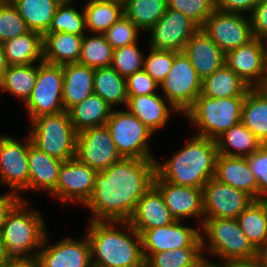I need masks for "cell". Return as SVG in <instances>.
<instances>
[{
	"instance_id": "29",
	"label": "cell",
	"mask_w": 267,
	"mask_h": 267,
	"mask_svg": "<svg viewBox=\"0 0 267 267\" xmlns=\"http://www.w3.org/2000/svg\"><path fill=\"white\" fill-rule=\"evenodd\" d=\"M8 65H29L43 62L42 34L29 30L2 43Z\"/></svg>"
},
{
	"instance_id": "61",
	"label": "cell",
	"mask_w": 267,
	"mask_h": 267,
	"mask_svg": "<svg viewBox=\"0 0 267 267\" xmlns=\"http://www.w3.org/2000/svg\"><path fill=\"white\" fill-rule=\"evenodd\" d=\"M61 2H66V1H76V0H60Z\"/></svg>"
},
{
	"instance_id": "16",
	"label": "cell",
	"mask_w": 267,
	"mask_h": 267,
	"mask_svg": "<svg viewBox=\"0 0 267 267\" xmlns=\"http://www.w3.org/2000/svg\"><path fill=\"white\" fill-rule=\"evenodd\" d=\"M199 27L182 12L167 9L153 25L149 34V45L156 50L183 52L188 40Z\"/></svg>"
},
{
	"instance_id": "9",
	"label": "cell",
	"mask_w": 267,
	"mask_h": 267,
	"mask_svg": "<svg viewBox=\"0 0 267 267\" xmlns=\"http://www.w3.org/2000/svg\"><path fill=\"white\" fill-rule=\"evenodd\" d=\"M63 68L46 62L38 63L35 86L26 103L25 110L29 122L42 115L56 114L64 111L62 103Z\"/></svg>"
},
{
	"instance_id": "7",
	"label": "cell",
	"mask_w": 267,
	"mask_h": 267,
	"mask_svg": "<svg viewBox=\"0 0 267 267\" xmlns=\"http://www.w3.org/2000/svg\"><path fill=\"white\" fill-rule=\"evenodd\" d=\"M28 136L33 146L61 161L76 157L77 132L68 111L34 118Z\"/></svg>"
},
{
	"instance_id": "15",
	"label": "cell",
	"mask_w": 267,
	"mask_h": 267,
	"mask_svg": "<svg viewBox=\"0 0 267 267\" xmlns=\"http://www.w3.org/2000/svg\"><path fill=\"white\" fill-rule=\"evenodd\" d=\"M225 65L251 88L265 87L267 83L265 41L253 38L247 44L226 52Z\"/></svg>"
},
{
	"instance_id": "10",
	"label": "cell",
	"mask_w": 267,
	"mask_h": 267,
	"mask_svg": "<svg viewBox=\"0 0 267 267\" xmlns=\"http://www.w3.org/2000/svg\"><path fill=\"white\" fill-rule=\"evenodd\" d=\"M163 96L183 115L202 91V80L184 52H174L172 68L160 85Z\"/></svg>"
},
{
	"instance_id": "38",
	"label": "cell",
	"mask_w": 267,
	"mask_h": 267,
	"mask_svg": "<svg viewBox=\"0 0 267 267\" xmlns=\"http://www.w3.org/2000/svg\"><path fill=\"white\" fill-rule=\"evenodd\" d=\"M113 49L103 34H85L78 63L93 69L111 66Z\"/></svg>"
},
{
	"instance_id": "21",
	"label": "cell",
	"mask_w": 267,
	"mask_h": 267,
	"mask_svg": "<svg viewBox=\"0 0 267 267\" xmlns=\"http://www.w3.org/2000/svg\"><path fill=\"white\" fill-rule=\"evenodd\" d=\"M183 52L202 81L225 65V53L202 28L191 36Z\"/></svg>"
},
{
	"instance_id": "31",
	"label": "cell",
	"mask_w": 267,
	"mask_h": 267,
	"mask_svg": "<svg viewBox=\"0 0 267 267\" xmlns=\"http://www.w3.org/2000/svg\"><path fill=\"white\" fill-rule=\"evenodd\" d=\"M251 87L224 65L202 81L201 95L211 98L245 97Z\"/></svg>"
},
{
	"instance_id": "44",
	"label": "cell",
	"mask_w": 267,
	"mask_h": 267,
	"mask_svg": "<svg viewBox=\"0 0 267 267\" xmlns=\"http://www.w3.org/2000/svg\"><path fill=\"white\" fill-rule=\"evenodd\" d=\"M28 31L25 20L20 16L16 7L10 0H5L0 6V43H4Z\"/></svg>"
},
{
	"instance_id": "45",
	"label": "cell",
	"mask_w": 267,
	"mask_h": 267,
	"mask_svg": "<svg viewBox=\"0 0 267 267\" xmlns=\"http://www.w3.org/2000/svg\"><path fill=\"white\" fill-rule=\"evenodd\" d=\"M139 31L141 30L133 21L122 15L103 35L114 50L136 43Z\"/></svg>"
},
{
	"instance_id": "58",
	"label": "cell",
	"mask_w": 267,
	"mask_h": 267,
	"mask_svg": "<svg viewBox=\"0 0 267 267\" xmlns=\"http://www.w3.org/2000/svg\"><path fill=\"white\" fill-rule=\"evenodd\" d=\"M9 258L0 242V267H2Z\"/></svg>"
},
{
	"instance_id": "26",
	"label": "cell",
	"mask_w": 267,
	"mask_h": 267,
	"mask_svg": "<svg viewBox=\"0 0 267 267\" xmlns=\"http://www.w3.org/2000/svg\"><path fill=\"white\" fill-rule=\"evenodd\" d=\"M62 163L31 144L28 155L29 190L50 194L56 188Z\"/></svg>"
},
{
	"instance_id": "60",
	"label": "cell",
	"mask_w": 267,
	"mask_h": 267,
	"mask_svg": "<svg viewBox=\"0 0 267 267\" xmlns=\"http://www.w3.org/2000/svg\"><path fill=\"white\" fill-rule=\"evenodd\" d=\"M265 46H266V63H267V39L265 40Z\"/></svg>"
},
{
	"instance_id": "48",
	"label": "cell",
	"mask_w": 267,
	"mask_h": 267,
	"mask_svg": "<svg viewBox=\"0 0 267 267\" xmlns=\"http://www.w3.org/2000/svg\"><path fill=\"white\" fill-rule=\"evenodd\" d=\"M128 96H141L157 93L160 89L157 82L143 69L126 78Z\"/></svg>"
},
{
	"instance_id": "23",
	"label": "cell",
	"mask_w": 267,
	"mask_h": 267,
	"mask_svg": "<svg viewBox=\"0 0 267 267\" xmlns=\"http://www.w3.org/2000/svg\"><path fill=\"white\" fill-rule=\"evenodd\" d=\"M174 221L175 219L170 215L163 195L154 185L137 202L136 208L128 220L139 234L149 229L167 226Z\"/></svg>"
},
{
	"instance_id": "30",
	"label": "cell",
	"mask_w": 267,
	"mask_h": 267,
	"mask_svg": "<svg viewBox=\"0 0 267 267\" xmlns=\"http://www.w3.org/2000/svg\"><path fill=\"white\" fill-rule=\"evenodd\" d=\"M112 107L99 95L92 94L68 110L71 123L77 133L105 125Z\"/></svg>"
},
{
	"instance_id": "17",
	"label": "cell",
	"mask_w": 267,
	"mask_h": 267,
	"mask_svg": "<svg viewBox=\"0 0 267 267\" xmlns=\"http://www.w3.org/2000/svg\"><path fill=\"white\" fill-rule=\"evenodd\" d=\"M76 157L97 172L122 159L106 125L88 128L77 134Z\"/></svg>"
},
{
	"instance_id": "49",
	"label": "cell",
	"mask_w": 267,
	"mask_h": 267,
	"mask_svg": "<svg viewBox=\"0 0 267 267\" xmlns=\"http://www.w3.org/2000/svg\"><path fill=\"white\" fill-rule=\"evenodd\" d=\"M249 17L253 37L265 41L267 39V0H259Z\"/></svg>"
},
{
	"instance_id": "37",
	"label": "cell",
	"mask_w": 267,
	"mask_h": 267,
	"mask_svg": "<svg viewBox=\"0 0 267 267\" xmlns=\"http://www.w3.org/2000/svg\"><path fill=\"white\" fill-rule=\"evenodd\" d=\"M167 0H127L124 15L142 31H148L166 13Z\"/></svg>"
},
{
	"instance_id": "57",
	"label": "cell",
	"mask_w": 267,
	"mask_h": 267,
	"mask_svg": "<svg viewBox=\"0 0 267 267\" xmlns=\"http://www.w3.org/2000/svg\"><path fill=\"white\" fill-rule=\"evenodd\" d=\"M267 217V196H257L254 199Z\"/></svg>"
},
{
	"instance_id": "32",
	"label": "cell",
	"mask_w": 267,
	"mask_h": 267,
	"mask_svg": "<svg viewBox=\"0 0 267 267\" xmlns=\"http://www.w3.org/2000/svg\"><path fill=\"white\" fill-rule=\"evenodd\" d=\"M218 154L247 157L263 144L242 122L229 128L216 139Z\"/></svg>"
},
{
	"instance_id": "39",
	"label": "cell",
	"mask_w": 267,
	"mask_h": 267,
	"mask_svg": "<svg viewBox=\"0 0 267 267\" xmlns=\"http://www.w3.org/2000/svg\"><path fill=\"white\" fill-rule=\"evenodd\" d=\"M252 245L259 250L267 241V217L258 203H252L236 218Z\"/></svg>"
},
{
	"instance_id": "40",
	"label": "cell",
	"mask_w": 267,
	"mask_h": 267,
	"mask_svg": "<svg viewBox=\"0 0 267 267\" xmlns=\"http://www.w3.org/2000/svg\"><path fill=\"white\" fill-rule=\"evenodd\" d=\"M203 258L202 247H184L152 254L145 267H195Z\"/></svg>"
},
{
	"instance_id": "62",
	"label": "cell",
	"mask_w": 267,
	"mask_h": 267,
	"mask_svg": "<svg viewBox=\"0 0 267 267\" xmlns=\"http://www.w3.org/2000/svg\"><path fill=\"white\" fill-rule=\"evenodd\" d=\"M1 94H2V89H1V83H0V100H1Z\"/></svg>"
},
{
	"instance_id": "56",
	"label": "cell",
	"mask_w": 267,
	"mask_h": 267,
	"mask_svg": "<svg viewBox=\"0 0 267 267\" xmlns=\"http://www.w3.org/2000/svg\"><path fill=\"white\" fill-rule=\"evenodd\" d=\"M197 267H223V263H215V261L213 262L211 259H207L206 256L197 264Z\"/></svg>"
},
{
	"instance_id": "4",
	"label": "cell",
	"mask_w": 267,
	"mask_h": 267,
	"mask_svg": "<svg viewBox=\"0 0 267 267\" xmlns=\"http://www.w3.org/2000/svg\"><path fill=\"white\" fill-rule=\"evenodd\" d=\"M28 207L27 200H19L5 217L0 242L9 257L36 259L48 233L41 212Z\"/></svg>"
},
{
	"instance_id": "27",
	"label": "cell",
	"mask_w": 267,
	"mask_h": 267,
	"mask_svg": "<svg viewBox=\"0 0 267 267\" xmlns=\"http://www.w3.org/2000/svg\"><path fill=\"white\" fill-rule=\"evenodd\" d=\"M83 36L65 32L44 33L43 61L54 65L78 63Z\"/></svg>"
},
{
	"instance_id": "35",
	"label": "cell",
	"mask_w": 267,
	"mask_h": 267,
	"mask_svg": "<svg viewBox=\"0 0 267 267\" xmlns=\"http://www.w3.org/2000/svg\"><path fill=\"white\" fill-rule=\"evenodd\" d=\"M37 72L38 63L9 65L0 80L2 92L16 96L25 104L35 86Z\"/></svg>"
},
{
	"instance_id": "2",
	"label": "cell",
	"mask_w": 267,
	"mask_h": 267,
	"mask_svg": "<svg viewBox=\"0 0 267 267\" xmlns=\"http://www.w3.org/2000/svg\"><path fill=\"white\" fill-rule=\"evenodd\" d=\"M88 223L85 235L91 248L92 266L145 267L140 234L128 221L89 220Z\"/></svg>"
},
{
	"instance_id": "59",
	"label": "cell",
	"mask_w": 267,
	"mask_h": 267,
	"mask_svg": "<svg viewBox=\"0 0 267 267\" xmlns=\"http://www.w3.org/2000/svg\"><path fill=\"white\" fill-rule=\"evenodd\" d=\"M106 1L117 2V3L124 5L127 0H106Z\"/></svg>"
},
{
	"instance_id": "22",
	"label": "cell",
	"mask_w": 267,
	"mask_h": 267,
	"mask_svg": "<svg viewBox=\"0 0 267 267\" xmlns=\"http://www.w3.org/2000/svg\"><path fill=\"white\" fill-rule=\"evenodd\" d=\"M126 109L153 133L166 126L170 115L180 114L159 92L150 95L128 96Z\"/></svg>"
},
{
	"instance_id": "36",
	"label": "cell",
	"mask_w": 267,
	"mask_h": 267,
	"mask_svg": "<svg viewBox=\"0 0 267 267\" xmlns=\"http://www.w3.org/2000/svg\"><path fill=\"white\" fill-rule=\"evenodd\" d=\"M82 8L85 14L86 29L91 34H103L122 15L123 5L106 0H86Z\"/></svg>"
},
{
	"instance_id": "33",
	"label": "cell",
	"mask_w": 267,
	"mask_h": 267,
	"mask_svg": "<svg viewBox=\"0 0 267 267\" xmlns=\"http://www.w3.org/2000/svg\"><path fill=\"white\" fill-rule=\"evenodd\" d=\"M29 30L42 35L51 25L60 0H10Z\"/></svg>"
},
{
	"instance_id": "8",
	"label": "cell",
	"mask_w": 267,
	"mask_h": 267,
	"mask_svg": "<svg viewBox=\"0 0 267 267\" xmlns=\"http://www.w3.org/2000/svg\"><path fill=\"white\" fill-rule=\"evenodd\" d=\"M122 158L156 159L150 150L151 132L129 110H112L105 124Z\"/></svg>"
},
{
	"instance_id": "6",
	"label": "cell",
	"mask_w": 267,
	"mask_h": 267,
	"mask_svg": "<svg viewBox=\"0 0 267 267\" xmlns=\"http://www.w3.org/2000/svg\"><path fill=\"white\" fill-rule=\"evenodd\" d=\"M244 100L245 97L215 99L200 94L183 116L198 129L195 135L216 140L241 122Z\"/></svg>"
},
{
	"instance_id": "3",
	"label": "cell",
	"mask_w": 267,
	"mask_h": 267,
	"mask_svg": "<svg viewBox=\"0 0 267 267\" xmlns=\"http://www.w3.org/2000/svg\"><path fill=\"white\" fill-rule=\"evenodd\" d=\"M187 140L167 161L156 159V173L173 184L203 189L215 177L216 140L197 135Z\"/></svg>"
},
{
	"instance_id": "55",
	"label": "cell",
	"mask_w": 267,
	"mask_h": 267,
	"mask_svg": "<svg viewBox=\"0 0 267 267\" xmlns=\"http://www.w3.org/2000/svg\"><path fill=\"white\" fill-rule=\"evenodd\" d=\"M258 258L260 260L262 267H267V241L265 244L258 250Z\"/></svg>"
},
{
	"instance_id": "43",
	"label": "cell",
	"mask_w": 267,
	"mask_h": 267,
	"mask_svg": "<svg viewBox=\"0 0 267 267\" xmlns=\"http://www.w3.org/2000/svg\"><path fill=\"white\" fill-rule=\"evenodd\" d=\"M168 8L182 12L199 28H202L207 18L216 10V0H167Z\"/></svg>"
},
{
	"instance_id": "5",
	"label": "cell",
	"mask_w": 267,
	"mask_h": 267,
	"mask_svg": "<svg viewBox=\"0 0 267 267\" xmlns=\"http://www.w3.org/2000/svg\"><path fill=\"white\" fill-rule=\"evenodd\" d=\"M200 232L204 257L211 254L220 259L219 263L258 257V250L235 218H203Z\"/></svg>"
},
{
	"instance_id": "54",
	"label": "cell",
	"mask_w": 267,
	"mask_h": 267,
	"mask_svg": "<svg viewBox=\"0 0 267 267\" xmlns=\"http://www.w3.org/2000/svg\"><path fill=\"white\" fill-rule=\"evenodd\" d=\"M8 63L5 58L4 49L2 43H0V80L2 79L6 69L8 68Z\"/></svg>"
},
{
	"instance_id": "28",
	"label": "cell",
	"mask_w": 267,
	"mask_h": 267,
	"mask_svg": "<svg viewBox=\"0 0 267 267\" xmlns=\"http://www.w3.org/2000/svg\"><path fill=\"white\" fill-rule=\"evenodd\" d=\"M241 122L262 144H267V89L250 88L242 106Z\"/></svg>"
},
{
	"instance_id": "42",
	"label": "cell",
	"mask_w": 267,
	"mask_h": 267,
	"mask_svg": "<svg viewBox=\"0 0 267 267\" xmlns=\"http://www.w3.org/2000/svg\"><path fill=\"white\" fill-rule=\"evenodd\" d=\"M145 54L137 42L113 50L111 66L124 78L143 69Z\"/></svg>"
},
{
	"instance_id": "63",
	"label": "cell",
	"mask_w": 267,
	"mask_h": 267,
	"mask_svg": "<svg viewBox=\"0 0 267 267\" xmlns=\"http://www.w3.org/2000/svg\"><path fill=\"white\" fill-rule=\"evenodd\" d=\"M5 2V0H0V6Z\"/></svg>"
},
{
	"instance_id": "53",
	"label": "cell",
	"mask_w": 267,
	"mask_h": 267,
	"mask_svg": "<svg viewBox=\"0 0 267 267\" xmlns=\"http://www.w3.org/2000/svg\"><path fill=\"white\" fill-rule=\"evenodd\" d=\"M223 267H262L258 257L251 259H240L224 261Z\"/></svg>"
},
{
	"instance_id": "1",
	"label": "cell",
	"mask_w": 267,
	"mask_h": 267,
	"mask_svg": "<svg viewBox=\"0 0 267 267\" xmlns=\"http://www.w3.org/2000/svg\"><path fill=\"white\" fill-rule=\"evenodd\" d=\"M156 159L122 158L96 173L94 190L84 204L88 220L128 221L137 202L154 185Z\"/></svg>"
},
{
	"instance_id": "46",
	"label": "cell",
	"mask_w": 267,
	"mask_h": 267,
	"mask_svg": "<svg viewBox=\"0 0 267 267\" xmlns=\"http://www.w3.org/2000/svg\"><path fill=\"white\" fill-rule=\"evenodd\" d=\"M174 51L156 50L149 47L144 57L143 70L160 86L172 68Z\"/></svg>"
},
{
	"instance_id": "14",
	"label": "cell",
	"mask_w": 267,
	"mask_h": 267,
	"mask_svg": "<svg viewBox=\"0 0 267 267\" xmlns=\"http://www.w3.org/2000/svg\"><path fill=\"white\" fill-rule=\"evenodd\" d=\"M202 29L224 53L243 46L254 38L249 15L240 13L215 10Z\"/></svg>"
},
{
	"instance_id": "25",
	"label": "cell",
	"mask_w": 267,
	"mask_h": 267,
	"mask_svg": "<svg viewBox=\"0 0 267 267\" xmlns=\"http://www.w3.org/2000/svg\"><path fill=\"white\" fill-rule=\"evenodd\" d=\"M62 103L65 111L94 93V70L79 63L62 65Z\"/></svg>"
},
{
	"instance_id": "20",
	"label": "cell",
	"mask_w": 267,
	"mask_h": 267,
	"mask_svg": "<svg viewBox=\"0 0 267 267\" xmlns=\"http://www.w3.org/2000/svg\"><path fill=\"white\" fill-rule=\"evenodd\" d=\"M154 186L163 195L170 215L178 221L196 219L201 228L204 218L203 189L176 185L163 180L157 173Z\"/></svg>"
},
{
	"instance_id": "52",
	"label": "cell",
	"mask_w": 267,
	"mask_h": 267,
	"mask_svg": "<svg viewBox=\"0 0 267 267\" xmlns=\"http://www.w3.org/2000/svg\"><path fill=\"white\" fill-rule=\"evenodd\" d=\"M2 267H38L34 258L10 257Z\"/></svg>"
},
{
	"instance_id": "51",
	"label": "cell",
	"mask_w": 267,
	"mask_h": 267,
	"mask_svg": "<svg viewBox=\"0 0 267 267\" xmlns=\"http://www.w3.org/2000/svg\"><path fill=\"white\" fill-rule=\"evenodd\" d=\"M20 200V197L10 192L0 195V232L5 221V217L10 209Z\"/></svg>"
},
{
	"instance_id": "12",
	"label": "cell",
	"mask_w": 267,
	"mask_h": 267,
	"mask_svg": "<svg viewBox=\"0 0 267 267\" xmlns=\"http://www.w3.org/2000/svg\"><path fill=\"white\" fill-rule=\"evenodd\" d=\"M96 173L95 169L77 157L63 161L56 188L50 195L52 198L58 197L64 207L69 202L84 205L93 193Z\"/></svg>"
},
{
	"instance_id": "24",
	"label": "cell",
	"mask_w": 267,
	"mask_h": 267,
	"mask_svg": "<svg viewBox=\"0 0 267 267\" xmlns=\"http://www.w3.org/2000/svg\"><path fill=\"white\" fill-rule=\"evenodd\" d=\"M214 178L247 193L253 199L257 197V180L249 168L246 157L218 154Z\"/></svg>"
},
{
	"instance_id": "47",
	"label": "cell",
	"mask_w": 267,
	"mask_h": 267,
	"mask_svg": "<svg viewBox=\"0 0 267 267\" xmlns=\"http://www.w3.org/2000/svg\"><path fill=\"white\" fill-rule=\"evenodd\" d=\"M257 180V196H267V144L246 157Z\"/></svg>"
},
{
	"instance_id": "41",
	"label": "cell",
	"mask_w": 267,
	"mask_h": 267,
	"mask_svg": "<svg viewBox=\"0 0 267 267\" xmlns=\"http://www.w3.org/2000/svg\"><path fill=\"white\" fill-rule=\"evenodd\" d=\"M72 1L61 2L46 33L65 32L85 35L87 32L83 8L78 11Z\"/></svg>"
},
{
	"instance_id": "13",
	"label": "cell",
	"mask_w": 267,
	"mask_h": 267,
	"mask_svg": "<svg viewBox=\"0 0 267 267\" xmlns=\"http://www.w3.org/2000/svg\"><path fill=\"white\" fill-rule=\"evenodd\" d=\"M175 220L167 226L156 227L140 233L142 253L146 261L152 254L184 247H202L200 227Z\"/></svg>"
},
{
	"instance_id": "34",
	"label": "cell",
	"mask_w": 267,
	"mask_h": 267,
	"mask_svg": "<svg viewBox=\"0 0 267 267\" xmlns=\"http://www.w3.org/2000/svg\"><path fill=\"white\" fill-rule=\"evenodd\" d=\"M94 94L103 98L111 107L128 102L126 78L122 77L112 66L94 70Z\"/></svg>"
},
{
	"instance_id": "11",
	"label": "cell",
	"mask_w": 267,
	"mask_h": 267,
	"mask_svg": "<svg viewBox=\"0 0 267 267\" xmlns=\"http://www.w3.org/2000/svg\"><path fill=\"white\" fill-rule=\"evenodd\" d=\"M31 140H18L9 134L0 135V183L8 186V192L22 198V192L29 190L28 155ZM11 189V190H10Z\"/></svg>"
},
{
	"instance_id": "50",
	"label": "cell",
	"mask_w": 267,
	"mask_h": 267,
	"mask_svg": "<svg viewBox=\"0 0 267 267\" xmlns=\"http://www.w3.org/2000/svg\"><path fill=\"white\" fill-rule=\"evenodd\" d=\"M259 0H216V10L226 13H252Z\"/></svg>"
},
{
	"instance_id": "19",
	"label": "cell",
	"mask_w": 267,
	"mask_h": 267,
	"mask_svg": "<svg viewBox=\"0 0 267 267\" xmlns=\"http://www.w3.org/2000/svg\"><path fill=\"white\" fill-rule=\"evenodd\" d=\"M204 218H237L254 199L247 193L219 182L208 180L203 187Z\"/></svg>"
},
{
	"instance_id": "18",
	"label": "cell",
	"mask_w": 267,
	"mask_h": 267,
	"mask_svg": "<svg viewBox=\"0 0 267 267\" xmlns=\"http://www.w3.org/2000/svg\"><path fill=\"white\" fill-rule=\"evenodd\" d=\"M49 236L47 233L36 256L38 267H92L91 248L85 234L79 240L63 237L51 245Z\"/></svg>"
}]
</instances>
